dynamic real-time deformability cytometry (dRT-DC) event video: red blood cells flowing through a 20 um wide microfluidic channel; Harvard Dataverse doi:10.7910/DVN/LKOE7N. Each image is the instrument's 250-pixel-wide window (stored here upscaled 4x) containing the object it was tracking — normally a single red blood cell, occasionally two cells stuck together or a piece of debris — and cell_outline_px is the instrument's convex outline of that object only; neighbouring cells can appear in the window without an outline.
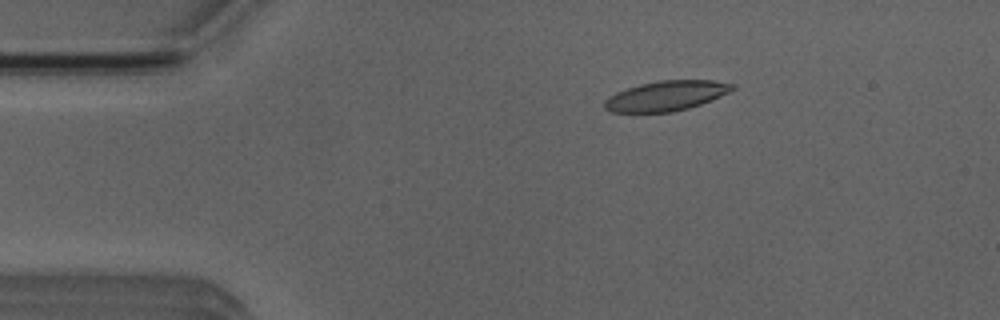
{"species": "Egyptian fruit bat (a non-hibernating species)", "species_latin": "Rousettus aegyptiacus", "temperature_condition": "room temperature", "stored_images_in_passage": 4, "camera_frame_rate_fps": 3000, "um_per_image_px": 0.085, "animal": {"sex": "male"}, "frame": {"image": 1, "passage_image": 2, "time_ms": 1.0, "image_size_px": [1000, 320], "cell_outline_px": [[736, 88], [720, 96], [700, 104], [688, 108], [672, 112], [612, 112], [604, 108], [604, 100], [608, 96], [616, 92], [640, 84], [660, 80], [712, 80], [736, 84]], "centroid_in_image_um": [56.62, 8.14], "position_along_channel_um": 28.4, "area_um2": 22.25}}